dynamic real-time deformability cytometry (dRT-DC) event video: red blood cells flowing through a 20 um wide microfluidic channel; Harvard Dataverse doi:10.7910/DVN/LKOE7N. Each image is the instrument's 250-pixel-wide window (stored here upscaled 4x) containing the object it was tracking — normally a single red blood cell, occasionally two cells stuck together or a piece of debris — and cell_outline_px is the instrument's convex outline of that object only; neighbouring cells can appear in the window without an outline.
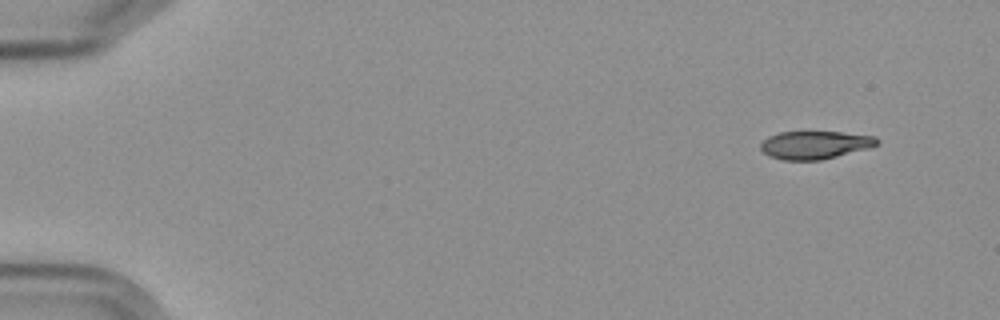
{"species": "Egyptian fruit bat (a non-hibernating species)", "species_latin": "Rousettus aegyptiacus", "temperature_condition": "cold", "stored_images_in_passage": 4, "camera_frame_rate_fps": 3000, "um_per_image_px": 0.085, "frame": {"image": 1, "passage_image": 1, "time_ms": 0.0, "image_size_px": [1000, 320], "cell_outline_px": [[880, 144], [868, 148], [820, 160], [784, 160], [768, 156], [760, 148], [760, 144], [768, 136], [780, 132], [840, 132], [876, 136], [880, 140]], "centroid_in_image_um": [69.28, 12.31], "position_along_channel_um": 15.7, "area_um2": 18.96}}